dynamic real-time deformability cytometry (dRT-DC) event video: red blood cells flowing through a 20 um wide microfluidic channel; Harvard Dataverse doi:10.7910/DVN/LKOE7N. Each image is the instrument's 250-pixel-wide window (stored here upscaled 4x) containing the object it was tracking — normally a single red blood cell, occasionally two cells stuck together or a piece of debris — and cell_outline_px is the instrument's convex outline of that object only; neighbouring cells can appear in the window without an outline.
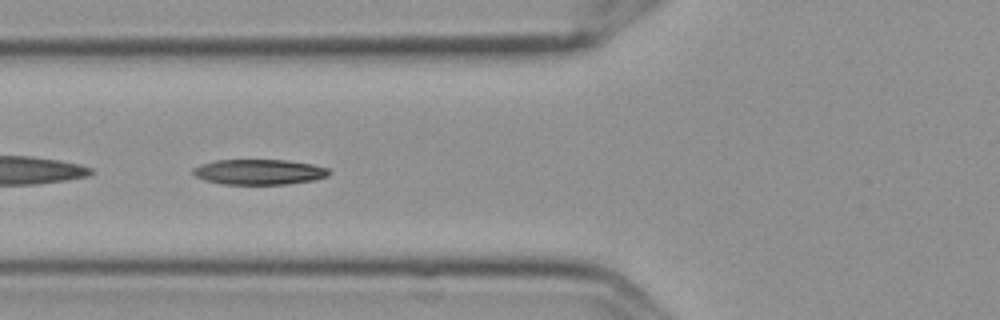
{"species": "Egyptian fruit bat (a non-hibernating species)", "species_latin": "Rousettus aegyptiacus", "temperature_condition": "cold", "stored_images_in_passage": 16, "segment_of_instrument_passage": [2, 2], "camera_frame_rate_fps": 3000, "um_per_image_px": 0.085, "frame": {"image": 1, "passage_image": 6, "time_ms": 1.667, "image_size_px": [1000, 320], "cell_outline_px": [[332, 172], [328, 176], [312, 180], [288, 184], [220, 184], [204, 180], [196, 176], [192, 172], [192, 168], [200, 164], [216, 160], [288, 160], [312, 164], [328, 168]], "centroid_in_image_um": [22.01, 14.61], "position_along_channel_um": 103.8, "area_um2": 20.17}}
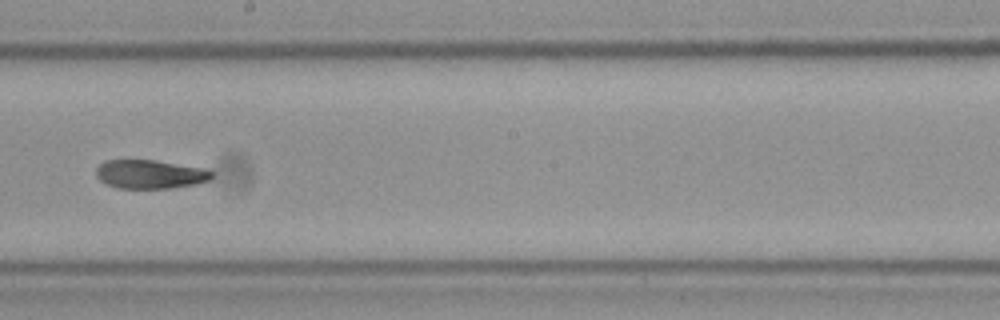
{"frame": {"image": 2, "passage_image": 9, "time_ms": 2.667, "image_size_px": [1000, 320], "cell_outline_px": [[212, 176], [208, 180], [196, 184], [172, 188], [116, 188], [100, 180], [96, 176], [96, 168], [104, 160], [156, 160], [208, 168], [212, 172]], "centroid_in_image_um": [12.77, 14.8], "position_along_channel_um": 235.4, "area_um2": 19.54}}
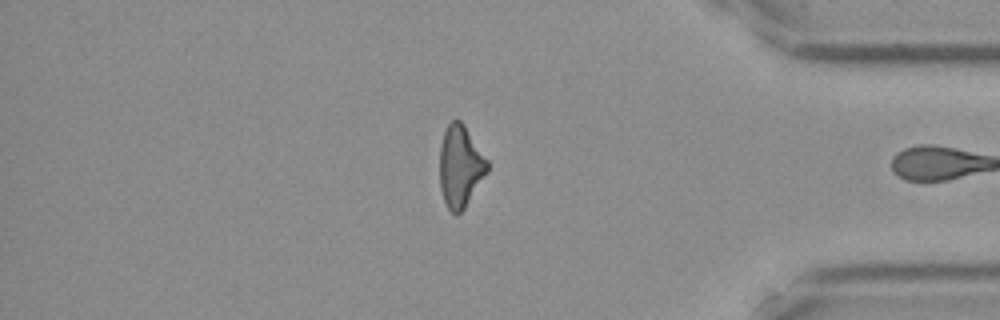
{"frame": {"image": 3, "passage_image": 16, "time_ms": 5.0, "image_size_px": [1000, 320], "cell_outline_px": [[488, 172], [464, 208], [456, 216], [448, 208], [444, 200], [440, 188], [440, 148], [444, 132], [448, 124], [452, 120], [460, 120], [464, 124], [488, 160]], "centroid_in_image_um": [39.13, 14.14], "position_along_channel_um": 396.1, "area_um2": 22.6}}